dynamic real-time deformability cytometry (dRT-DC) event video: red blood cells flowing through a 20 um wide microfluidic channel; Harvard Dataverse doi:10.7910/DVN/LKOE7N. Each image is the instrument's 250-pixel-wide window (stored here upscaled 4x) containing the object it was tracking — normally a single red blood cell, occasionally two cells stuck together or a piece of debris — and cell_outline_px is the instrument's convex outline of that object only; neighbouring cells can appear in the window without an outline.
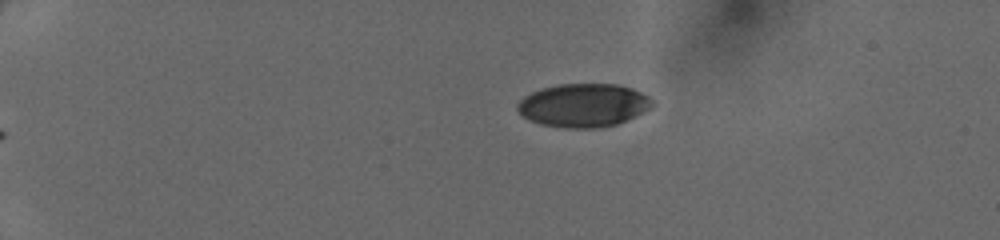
{"species": "human", "species_latin": "Homo sapiens", "temperature_condition": "cold", "stored_images_in_passage": 39, "camera_frame_rate_fps": 3000, "um_per_image_px": 0.085, "donor": {"sex": "female"}, "frame": {"image": 1, "passage_image": 1, "time_ms": 0.0, "image_size_px": [1000, 240], "cell_outline_px": [[652, 104], [644, 112], [636, 116], [616, 124], [596, 128], [564, 128], [540, 124], [524, 116], [516, 108], [516, 104], [524, 96], [540, 88], [556, 84], [620, 84], [632, 88], [648, 96], [652, 100]], "centroid_in_image_um": [49.58, 8.94], "position_along_channel_um": 35.4, "area_um2": 34.04}}
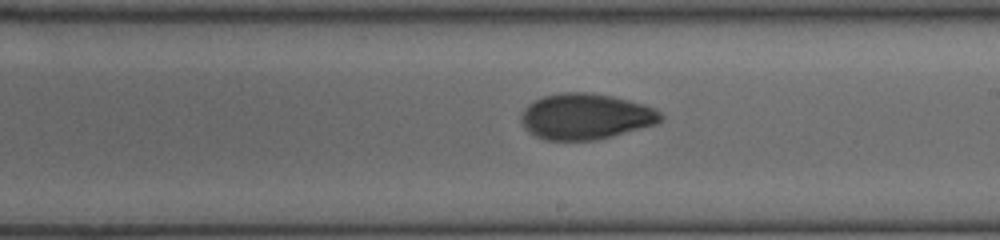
{"frame": {"image": 2, "passage_image": 21, "time_ms": 6.667, "image_size_px": [1000, 240], "cell_outline_px": [[664, 116], [656, 124], [612, 136], [596, 140], [544, 140], [528, 132], [520, 120], [520, 116], [524, 108], [528, 104], [544, 96], [560, 92], [592, 92], [612, 96], [644, 104], [656, 108]], "centroid_in_image_um": [49.77, 9.89], "position_along_channel_um": 239.2, "area_um2": 37.45}}
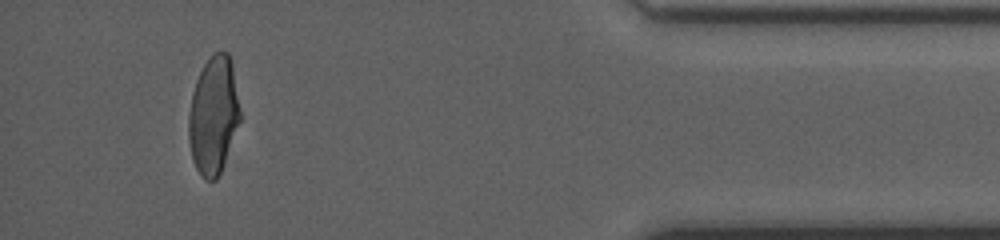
{"frame": {"image": 3, "passage_image": 36, "time_ms": 11.667, "image_size_px": [1000, 240], "cell_outline_px": [[240, 120], [220, 172], [216, 180], [204, 180], [200, 176], [196, 168], [192, 156], [188, 136], [188, 116], [192, 92], [196, 80], [204, 64], [212, 52], [228, 52], [232, 60], [240, 108]], "centroid_in_image_um": [18.14, 9.77], "position_along_channel_um": 417.1, "area_um2": 35.32}}